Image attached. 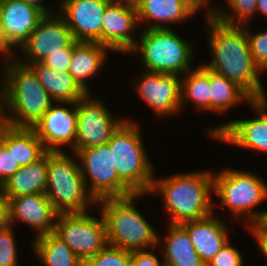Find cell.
Here are the masks:
<instances>
[{
  "mask_svg": "<svg viewBox=\"0 0 267 266\" xmlns=\"http://www.w3.org/2000/svg\"><path fill=\"white\" fill-rule=\"evenodd\" d=\"M211 60L202 64L235 82L253 100L267 98L261 69L255 64L246 35V25H227L217 19H205ZM210 62V63H209Z\"/></svg>",
  "mask_w": 267,
  "mask_h": 266,
  "instance_id": "obj_1",
  "label": "cell"
},
{
  "mask_svg": "<svg viewBox=\"0 0 267 266\" xmlns=\"http://www.w3.org/2000/svg\"><path fill=\"white\" fill-rule=\"evenodd\" d=\"M213 193V171L206 169L154 177L148 195H161L168 224H182L216 213Z\"/></svg>",
  "mask_w": 267,
  "mask_h": 266,
  "instance_id": "obj_2",
  "label": "cell"
},
{
  "mask_svg": "<svg viewBox=\"0 0 267 266\" xmlns=\"http://www.w3.org/2000/svg\"><path fill=\"white\" fill-rule=\"evenodd\" d=\"M5 100L0 119L12 127L32 128L54 103L34 71L11 57L5 66Z\"/></svg>",
  "mask_w": 267,
  "mask_h": 266,
  "instance_id": "obj_3",
  "label": "cell"
},
{
  "mask_svg": "<svg viewBox=\"0 0 267 266\" xmlns=\"http://www.w3.org/2000/svg\"><path fill=\"white\" fill-rule=\"evenodd\" d=\"M222 170L213 172V191L220 199L216 208L229 210L227 216L243 220L246 229L260 226L267 210H257V206L267 200V183L249 170L230 167Z\"/></svg>",
  "mask_w": 267,
  "mask_h": 266,
  "instance_id": "obj_4",
  "label": "cell"
},
{
  "mask_svg": "<svg viewBox=\"0 0 267 266\" xmlns=\"http://www.w3.org/2000/svg\"><path fill=\"white\" fill-rule=\"evenodd\" d=\"M148 194H132L121 198H107L97 202L102 214L108 245L128 251L158 247L159 234L138 210L136 200Z\"/></svg>",
  "mask_w": 267,
  "mask_h": 266,
  "instance_id": "obj_5",
  "label": "cell"
},
{
  "mask_svg": "<svg viewBox=\"0 0 267 266\" xmlns=\"http://www.w3.org/2000/svg\"><path fill=\"white\" fill-rule=\"evenodd\" d=\"M193 47L171 28L140 29L135 46L127 54H138L143 71L182 76L195 66Z\"/></svg>",
  "mask_w": 267,
  "mask_h": 266,
  "instance_id": "obj_6",
  "label": "cell"
},
{
  "mask_svg": "<svg viewBox=\"0 0 267 266\" xmlns=\"http://www.w3.org/2000/svg\"><path fill=\"white\" fill-rule=\"evenodd\" d=\"M140 122L127 118L107 142L113 152L118 179L133 194H148L155 177L143 144Z\"/></svg>",
  "mask_w": 267,
  "mask_h": 266,
  "instance_id": "obj_7",
  "label": "cell"
},
{
  "mask_svg": "<svg viewBox=\"0 0 267 266\" xmlns=\"http://www.w3.org/2000/svg\"><path fill=\"white\" fill-rule=\"evenodd\" d=\"M68 153L48 152L44 194L59 213H85L90 206H97V202L86 188L76 155L75 160Z\"/></svg>",
  "mask_w": 267,
  "mask_h": 266,
  "instance_id": "obj_8",
  "label": "cell"
},
{
  "mask_svg": "<svg viewBox=\"0 0 267 266\" xmlns=\"http://www.w3.org/2000/svg\"><path fill=\"white\" fill-rule=\"evenodd\" d=\"M76 155L89 194L96 202L133 193L118 179L113 152L108 144L88 147Z\"/></svg>",
  "mask_w": 267,
  "mask_h": 266,
  "instance_id": "obj_9",
  "label": "cell"
},
{
  "mask_svg": "<svg viewBox=\"0 0 267 266\" xmlns=\"http://www.w3.org/2000/svg\"><path fill=\"white\" fill-rule=\"evenodd\" d=\"M82 261L94 256L107 245L106 225L101 213L99 217L85 213H59L53 232Z\"/></svg>",
  "mask_w": 267,
  "mask_h": 266,
  "instance_id": "obj_10",
  "label": "cell"
},
{
  "mask_svg": "<svg viewBox=\"0 0 267 266\" xmlns=\"http://www.w3.org/2000/svg\"><path fill=\"white\" fill-rule=\"evenodd\" d=\"M88 93L75 103L77 114V136L71 151L75 154L88 147L107 144L113 133L127 119L115 118L110 108Z\"/></svg>",
  "mask_w": 267,
  "mask_h": 266,
  "instance_id": "obj_11",
  "label": "cell"
},
{
  "mask_svg": "<svg viewBox=\"0 0 267 266\" xmlns=\"http://www.w3.org/2000/svg\"><path fill=\"white\" fill-rule=\"evenodd\" d=\"M73 41L70 28L58 12L45 14L13 58L24 65L43 62L50 55L63 52Z\"/></svg>",
  "mask_w": 267,
  "mask_h": 266,
  "instance_id": "obj_12",
  "label": "cell"
},
{
  "mask_svg": "<svg viewBox=\"0 0 267 266\" xmlns=\"http://www.w3.org/2000/svg\"><path fill=\"white\" fill-rule=\"evenodd\" d=\"M248 106L253 109L255 117L212 126L207 129V136L243 150L267 153V98L253 100Z\"/></svg>",
  "mask_w": 267,
  "mask_h": 266,
  "instance_id": "obj_13",
  "label": "cell"
},
{
  "mask_svg": "<svg viewBox=\"0 0 267 266\" xmlns=\"http://www.w3.org/2000/svg\"><path fill=\"white\" fill-rule=\"evenodd\" d=\"M139 76L132 87L157 118L168 119L181 113L180 75L142 70Z\"/></svg>",
  "mask_w": 267,
  "mask_h": 266,
  "instance_id": "obj_14",
  "label": "cell"
},
{
  "mask_svg": "<svg viewBox=\"0 0 267 266\" xmlns=\"http://www.w3.org/2000/svg\"><path fill=\"white\" fill-rule=\"evenodd\" d=\"M32 129L46 151L62 152L65 151L64 146L72 149L77 136L75 103L54 102Z\"/></svg>",
  "mask_w": 267,
  "mask_h": 266,
  "instance_id": "obj_15",
  "label": "cell"
},
{
  "mask_svg": "<svg viewBox=\"0 0 267 266\" xmlns=\"http://www.w3.org/2000/svg\"><path fill=\"white\" fill-rule=\"evenodd\" d=\"M58 13L64 18L75 41L101 44L103 15L109 0H57Z\"/></svg>",
  "mask_w": 267,
  "mask_h": 266,
  "instance_id": "obj_16",
  "label": "cell"
},
{
  "mask_svg": "<svg viewBox=\"0 0 267 266\" xmlns=\"http://www.w3.org/2000/svg\"><path fill=\"white\" fill-rule=\"evenodd\" d=\"M140 29L136 9L109 3L103 15L101 45L108 47L113 53L121 52L122 55H127L135 46ZM134 30H137L135 35Z\"/></svg>",
  "mask_w": 267,
  "mask_h": 266,
  "instance_id": "obj_17",
  "label": "cell"
},
{
  "mask_svg": "<svg viewBox=\"0 0 267 266\" xmlns=\"http://www.w3.org/2000/svg\"><path fill=\"white\" fill-rule=\"evenodd\" d=\"M45 14L23 0H0V17L5 31V53L11 58L27 40Z\"/></svg>",
  "mask_w": 267,
  "mask_h": 266,
  "instance_id": "obj_18",
  "label": "cell"
},
{
  "mask_svg": "<svg viewBox=\"0 0 267 266\" xmlns=\"http://www.w3.org/2000/svg\"><path fill=\"white\" fill-rule=\"evenodd\" d=\"M9 205L10 223L22 222L36 230V237L53 233L59 212L45 194L36 193L5 197ZM17 221V222H16Z\"/></svg>",
  "mask_w": 267,
  "mask_h": 266,
  "instance_id": "obj_19",
  "label": "cell"
},
{
  "mask_svg": "<svg viewBox=\"0 0 267 266\" xmlns=\"http://www.w3.org/2000/svg\"><path fill=\"white\" fill-rule=\"evenodd\" d=\"M215 215L217 214L213 213L206 218L180 224L187 231L194 249L205 264L230 240L227 219L222 220L224 218Z\"/></svg>",
  "mask_w": 267,
  "mask_h": 266,
  "instance_id": "obj_20",
  "label": "cell"
},
{
  "mask_svg": "<svg viewBox=\"0 0 267 266\" xmlns=\"http://www.w3.org/2000/svg\"><path fill=\"white\" fill-rule=\"evenodd\" d=\"M109 51L112 53L108 47L97 42L73 41L68 72L87 93H91L88 79L98 76L107 62Z\"/></svg>",
  "mask_w": 267,
  "mask_h": 266,
  "instance_id": "obj_21",
  "label": "cell"
},
{
  "mask_svg": "<svg viewBox=\"0 0 267 266\" xmlns=\"http://www.w3.org/2000/svg\"><path fill=\"white\" fill-rule=\"evenodd\" d=\"M136 10L140 26L148 23L143 29L170 28L169 24H182L194 16L180 0H142Z\"/></svg>",
  "mask_w": 267,
  "mask_h": 266,
  "instance_id": "obj_22",
  "label": "cell"
},
{
  "mask_svg": "<svg viewBox=\"0 0 267 266\" xmlns=\"http://www.w3.org/2000/svg\"><path fill=\"white\" fill-rule=\"evenodd\" d=\"M0 141L12 150L20 167L36 162L47 151L32 128L12 127L0 121Z\"/></svg>",
  "mask_w": 267,
  "mask_h": 266,
  "instance_id": "obj_23",
  "label": "cell"
},
{
  "mask_svg": "<svg viewBox=\"0 0 267 266\" xmlns=\"http://www.w3.org/2000/svg\"><path fill=\"white\" fill-rule=\"evenodd\" d=\"M169 226V227H168ZM166 236H159L158 247L162 248L166 266H206L197 254L187 231L180 224H167Z\"/></svg>",
  "mask_w": 267,
  "mask_h": 266,
  "instance_id": "obj_24",
  "label": "cell"
},
{
  "mask_svg": "<svg viewBox=\"0 0 267 266\" xmlns=\"http://www.w3.org/2000/svg\"><path fill=\"white\" fill-rule=\"evenodd\" d=\"M27 66L34 71L39 83L54 102L76 103L88 94L69 72L54 71L43 62Z\"/></svg>",
  "mask_w": 267,
  "mask_h": 266,
  "instance_id": "obj_25",
  "label": "cell"
},
{
  "mask_svg": "<svg viewBox=\"0 0 267 266\" xmlns=\"http://www.w3.org/2000/svg\"><path fill=\"white\" fill-rule=\"evenodd\" d=\"M48 151L36 162L20 167L5 183L4 197L45 193L47 186Z\"/></svg>",
  "mask_w": 267,
  "mask_h": 266,
  "instance_id": "obj_26",
  "label": "cell"
},
{
  "mask_svg": "<svg viewBox=\"0 0 267 266\" xmlns=\"http://www.w3.org/2000/svg\"><path fill=\"white\" fill-rule=\"evenodd\" d=\"M210 112L225 114L234 106L246 102L249 105L253 99L235 82L209 69Z\"/></svg>",
  "mask_w": 267,
  "mask_h": 266,
  "instance_id": "obj_27",
  "label": "cell"
},
{
  "mask_svg": "<svg viewBox=\"0 0 267 266\" xmlns=\"http://www.w3.org/2000/svg\"><path fill=\"white\" fill-rule=\"evenodd\" d=\"M199 64L181 76V113L189 102L201 112H210L209 69Z\"/></svg>",
  "mask_w": 267,
  "mask_h": 266,
  "instance_id": "obj_28",
  "label": "cell"
},
{
  "mask_svg": "<svg viewBox=\"0 0 267 266\" xmlns=\"http://www.w3.org/2000/svg\"><path fill=\"white\" fill-rule=\"evenodd\" d=\"M33 253L43 266H83V261L54 233L36 237Z\"/></svg>",
  "mask_w": 267,
  "mask_h": 266,
  "instance_id": "obj_29",
  "label": "cell"
},
{
  "mask_svg": "<svg viewBox=\"0 0 267 266\" xmlns=\"http://www.w3.org/2000/svg\"><path fill=\"white\" fill-rule=\"evenodd\" d=\"M226 7H219L216 19L227 25H246L256 16L258 0H225ZM230 9L232 11H230Z\"/></svg>",
  "mask_w": 267,
  "mask_h": 266,
  "instance_id": "obj_30",
  "label": "cell"
},
{
  "mask_svg": "<svg viewBox=\"0 0 267 266\" xmlns=\"http://www.w3.org/2000/svg\"><path fill=\"white\" fill-rule=\"evenodd\" d=\"M83 266H131V251L107 245L83 261Z\"/></svg>",
  "mask_w": 267,
  "mask_h": 266,
  "instance_id": "obj_31",
  "label": "cell"
},
{
  "mask_svg": "<svg viewBox=\"0 0 267 266\" xmlns=\"http://www.w3.org/2000/svg\"><path fill=\"white\" fill-rule=\"evenodd\" d=\"M246 24V35L249 42L250 52L255 64L261 71H267V29L259 31V33H252Z\"/></svg>",
  "mask_w": 267,
  "mask_h": 266,
  "instance_id": "obj_32",
  "label": "cell"
},
{
  "mask_svg": "<svg viewBox=\"0 0 267 266\" xmlns=\"http://www.w3.org/2000/svg\"><path fill=\"white\" fill-rule=\"evenodd\" d=\"M14 228L0 230V266H18V248Z\"/></svg>",
  "mask_w": 267,
  "mask_h": 266,
  "instance_id": "obj_33",
  "label": "cell"
},
{
  "mask_svg": "<svg viewBox=\"0 0 267 266\" xmlns=\"http://www.w3.org/2000/svg\"><path fill=\"white\" fill-rule=\"evenodd\" d=\"M229 240L206 266H245L241 251Z\"/></svg>",
  "mask_w": 267,
  "mask_h": 266,
  "instance_id": "obj_34",
  "label": "cell"
},
{
  "mask_svg": "<svg viewBox=\"0 0 267 266\" xmlns=\"http://www.w3.org/2000/svg\"><path fill=\"white\" fill-rule=\"evenodd\" d=\"M73 52V42L66 48H63V52H56L45 61L44 64L52 68L54 71L68 72Z\"/></svg>",
  "mask_w": 267,
  "mask_h": 266,
  "instance_id": "obj_35",
  "label": "cell"
},
{
  "mask_svg": "<svg viewBox=\"0 0 267 266\" xmlns=\"http://www.w3.org/2000/svg\"><path fill=\"white\" fill-rule=\"evenodd\" d=\"M150 249L131 252V266H166L163 258L160 260Z\"/></svg>",
  "mask_w": 267,
  "mask_h": 266,
  "instance_id": "obj_36",
  "label": "cell"
},
{
  "mask_svg": "<svg viewBox=\"0 0 267 266\" xmlns=\"http://www.w3.org/2000/svg\"><path fill=\"white\" fill-rule=\"evenodd\" d=\"M19 169L20 166L14 160L12 150H8V148L0 141V170L2 176L8 180Z\"/></svg>",
  "mask_w": 267,
  "mask_h": 266,
  "instance_id": "obj_37",
  "label": "cell"
},
{
  "mask_svg": "<svg viewBox=\"0 0 267 266\" xmlns=\"http://www.w3.org/2000/svg\"><path fill=\"white\" fill-rule=\"evenodd\" d=\"M194 15L205 7L204 19H216L219 6L212 5V0H180Z\"/></svg>",
  "mask_w": 267,
  "mask_h": 266,
  "instance_id": "obj_38",
  "label": "cell"
},
{
  "mask_svg": "<svg viewBox=\"0 0 267 266\" xmlns=\"http://www.w3.org/2000/svg\"><path fill=\"white\" fill-rule=\"evenodd\" d=\"M249 233L253 235L254 239L256 240L258 244V248L260 250V253H262V256L267 260V233L260 227H253L248 228Z\"/></svg>",
  "mask_w": 267,
  "mask_h": 266,
  "instance_id": "obj_39",
  "label": "cell"
},
{
  "mask_svg": "<svg viewBox=\"0 0 267 266\" xmlns=\"http://www.w3.org/2000/svg\"><path fill=\"white\" fill-rule=\"evenodd\" d=\"M11 226L9 205L7 199L0 192V230Z\"/></svg>",
  "mask_w": 267,
  "mask_h": 266,
  "instance_id": "obj_40",
  "label": "cell"
},
{
  "mask_svg": "<svg viewBox=\"0 0 267 266\" xmlns=\"http://www.w3.org/2000/svg\"><path fill=\"white\" fill-rule=\"evenodd\" d=\"M2 55L4 57H2ZM0 56H1L0 58H2V60H3V67H4V66L7 65V62L10 59V57L6 53H4L2 51H0ZM3 69L4 70L2 71V74H1L3 76H0V80H1L0 81V119L2 117V112H3V107H4V100H5V78H6L5 77V67Z\"/></svg>",
  "mask_w": 267,
  "mask_h": 266,
  "instance_id": "obj_41",
  "label": "cell"
},
{
  "mask_svg": "<svg viewBox=\"0 0 267 266\" xmlns=\"http://www.w3.org/2000/svg\"><path fill=\"white\" fill-rule=\"evenodd\" d=\"M23 1H25V2H27V3H29V4H32V5H34V6H36L38 9H40L44 14H53V13H55V12H58V11H55L54 10V12L53 11H51L52 9V6L51 5H48V6H46L45 4H44V2L43 1H45V0H23ZM51 7V8H50Z\"/></svg>",
  "mask_w": 267,
  "mask_h": 266,
  "instance_id": "obj_42",
  "label": "cell"
},
{
  "mask_svg": "<svg viewBox=\"0 0 267 266\" xmlns=\"http://www.w3.org/2000/svg\"><path fill=\"white\" fill-rule=\"evenodd\" d=\"M109 1L110 3L120 4L133 9H137L142 3V0H109Z\"/></svg>",
  "mask_w": 267,
  "mask_h": 266,
  "instance_id": "obj_43",
  "label": "cell"
},
{
  "mask_svg": "<svg viewBox=\"0 0 267 266\" xmlns=\"http://www.w3.org/2000/svg\"><path fill=\"white\" fill-rule=\"evenodd\" d=\"M260 13V15L265 16L267 18V0H258L256 13Z\"/></svg>",
  "mask_w": 267,
  "mask_h": 266,
  "instance_id": "obj_44",
  "label": "cell"
},
{
  "mask_svg": "<svg viewBox=\"0 0 267 266\" xmlns=\"http://www.w3.org/2000/svg\"><path fill=\"white\" fill-rule=\"evenodd\" d=\"M0 51L5 53V31L0 17Z\"/></svg>",
  "mask_w": 267,
  "mask_h": 266,
  "instance_id": "obj_45",
  "label": "cell"
},
{
  "mask_svg": "<svg viewBox=\"0 0 267 266\" xmlns=\"http://www.w3.org/2000/svg\"><path fill=\"white\" fill-rule=\"evenodd\" d=\"M6 181L7 180L2 176V173H1V170H0V192H2Z\"/></svg>",
  "mask_w": 267,
  "mask_h": 266,
  "instance_id": "obj_46",
  "label": "cell"
},
{
  "mask_svg": "<svg viewBox=\"0 0 267 266\" xmlns=\"http://www.w3.org/2000/svg\"><path fill=\"white\" fill-rule=\"evenodd\" d=\"M260 227L267 233V215L262 224L260 225Z\"/></svg>",
  "mask_w": 267,
  "mask_h": 266,
  "instance_id": "obj_47",
  "label": "cell"
}]
</instances>
